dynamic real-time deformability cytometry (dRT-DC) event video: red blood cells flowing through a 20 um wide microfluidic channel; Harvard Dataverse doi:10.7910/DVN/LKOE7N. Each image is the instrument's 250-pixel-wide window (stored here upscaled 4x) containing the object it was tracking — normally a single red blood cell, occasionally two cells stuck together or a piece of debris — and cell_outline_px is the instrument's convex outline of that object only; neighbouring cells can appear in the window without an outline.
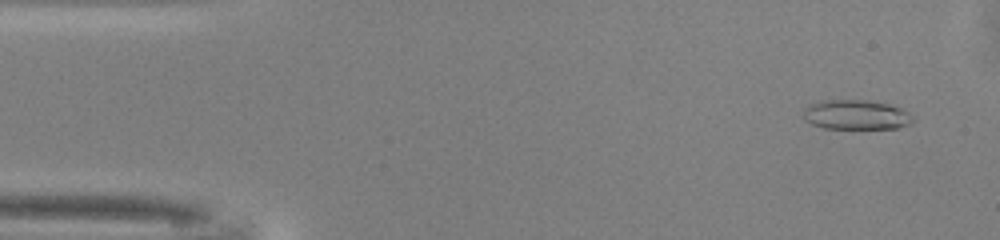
{"species": "common noctule bat (a hibernating species)", "species_latin": "Nyctalus noctula", "temperature_condition": "warm", "stored_images_in_passage": 39, "camera_frame_rate_fps": 3000, "um_per_image_px": 0.085, "animal": {"sex": "male", "body_mass_g": 13.0, "forearm_length_mm": 53.1}, "frame": {"image": 1, "passage_image": 3, "time_ms": 0.667, "image_size_px": [1000, 240], "cell_outline_px": [[916, 120], [900, 128], [824, 128], [812, 124], [804, 120], [804, 108], [808, 104], [824, 100], [864, 100], [888, 104], [900, 108], [916, 116]], "centroid_in_image_um": [72.79, 9.75], "position_along_channel_um": 12.2, "area_um2": 19.02}}
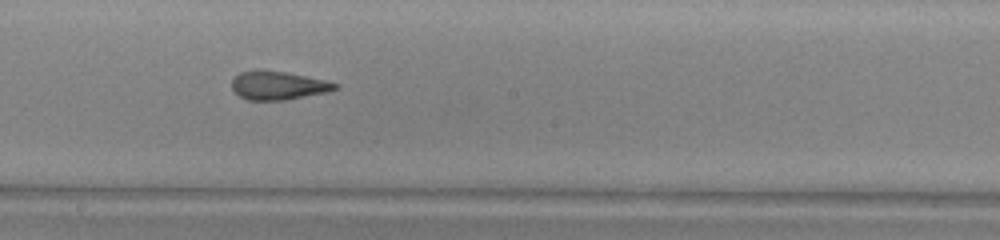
{"frame": {"image": 2, "passage_image": 26, "time_ms": 8.333, "image_size_px": [1000, 240], "cell_outline_px": [[340, 88], [328, 92], [284, 100], [248, 100], [240, 96], [232, 88], [232, 80], [240, 72], [284, 72], [328, 80], [340, 84]], "centroid_in_image_um": [23.74, 7.29], "position_along_channel_um": 224.5, "area_um2": 16.76}}
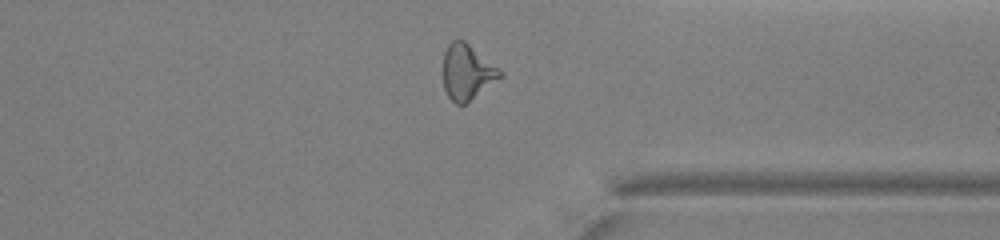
{"frame": {"image": 3, "passage_image": 37, "time_ms": 12.0, "image_size_px": [1000, 240], "cell_outline_px": [[504, 76], [464, 104], [456, 104], [448, 96], [444, 88], [444, 52], [448, 44], [452, 40], [464, 40], [500, 68], [504, 72]], "centroid_in_image_um": [39.74, 6.11], "position_along_channel_um": 371.7, "area_um2": 18.32}, "authors_computed_cell_mechanics": {"area_um2": 18.1492, "velocity_mm_per_s": 4.159, "shape_relaxation_time_tau1_ms": 7.1677, "shape_relaxation_time_tau2_ms": 2.1348, "deformation_change_tau1": 0.216, "deformation_change_tau2": 0.1225}}